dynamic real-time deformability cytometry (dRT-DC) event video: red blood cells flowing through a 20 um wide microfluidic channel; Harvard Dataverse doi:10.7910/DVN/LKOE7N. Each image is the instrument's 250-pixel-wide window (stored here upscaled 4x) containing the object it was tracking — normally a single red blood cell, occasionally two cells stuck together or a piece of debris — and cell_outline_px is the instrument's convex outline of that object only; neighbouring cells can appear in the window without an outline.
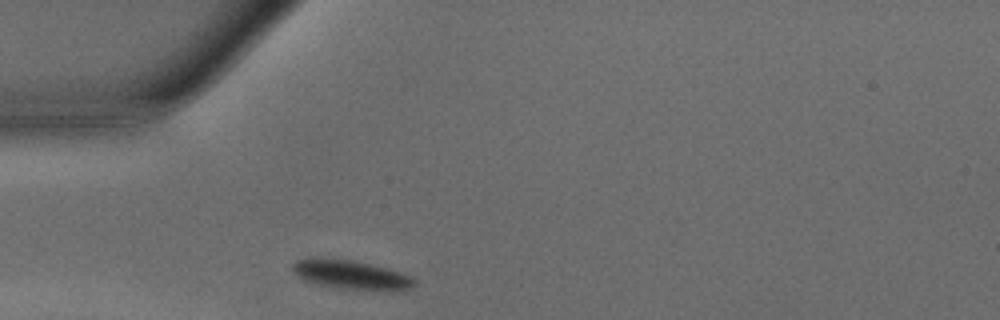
{"species": "common noctule bat (a hibernating species)", "species_latin": "Nyctalus noctula", "temperature_condition": "warm", "stored_images_in_passage": 24, "camera_frame_rate_fps": 3000, "um_per_image_px": 0.085, "animal": {"sex": "male", "body_mass_g": 15.6}, "frame": {"image": 1, "passage_image": 1, "time_ms": 0.0, "image_size_px": [1000, 320], "cell_outline_px": [[416, 284], [408, 288], [396, 292], [380, 292], [344, 288], [320, 284], [304, 280], [296, 276], [292, 268], [292, 264], [296, 260], [352, 260], [400, 272], [416, 280]], "centroid_in_image_um": [29.93, 23.41], "position_along_channel_um": 55.1, "area_um2": 20.06}}
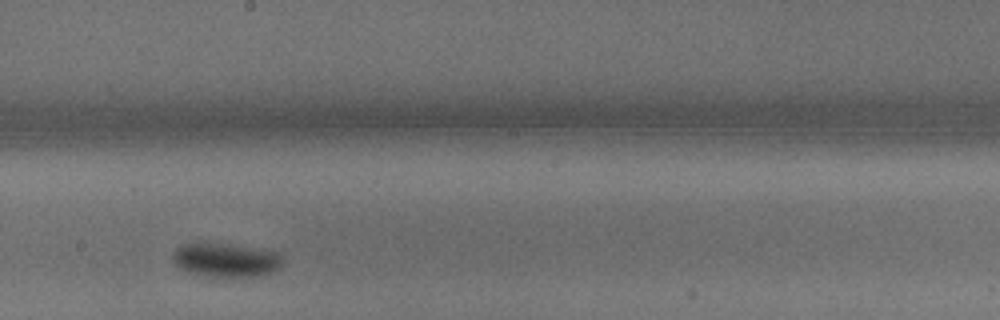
{"frame": {"image": 2, "passage_image": 14, "time_ms": 4.333, "image_size_px": [1000, 320], "cell_outline_px": [[284, 260], [280, 268], [272, 272], [260, 276], [244, 280], [188, 272], [180, 268], [172, 260], [172, 256], [176, 248], [184, 244], [200, 240], [280, 252]], "centroid_in_image_um": [19.23, 22.1], "position_along_channel_um": 229.0, "area_um2": 22.6}}
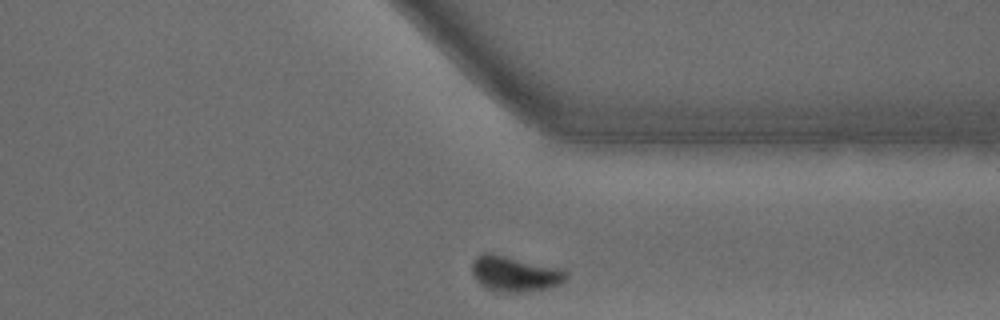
{"frame": {"image": 3, "passage_image": 24, "time_ms": 7.667, "image_size_px": [1000, 320], "cell_outline_px": [[568, 276], [560, 284], [544, 288], [524, 292], [504, 292], [488, 288], [480, 284], [476, 280], [472, 272], [472, 260], [476, 256], [484, 252], [492, 252], [564, 268], [568, 272]], "centroid_in_image_um": [43.77, 23.23], "position_along_channel_um": 367.6, "area_um2": 19.77}, "authors_computed_cell_mechanics": {"area_um2": 21.2126, "velocity_mm_per_s": 4.1759, "shape_relaxation_time_tau1_ms": 5.3592, "shape_relaxation_time_tau2_ms": null, "deformation_change_tau1": 0.2761, "deformation_change_tau2": null}}